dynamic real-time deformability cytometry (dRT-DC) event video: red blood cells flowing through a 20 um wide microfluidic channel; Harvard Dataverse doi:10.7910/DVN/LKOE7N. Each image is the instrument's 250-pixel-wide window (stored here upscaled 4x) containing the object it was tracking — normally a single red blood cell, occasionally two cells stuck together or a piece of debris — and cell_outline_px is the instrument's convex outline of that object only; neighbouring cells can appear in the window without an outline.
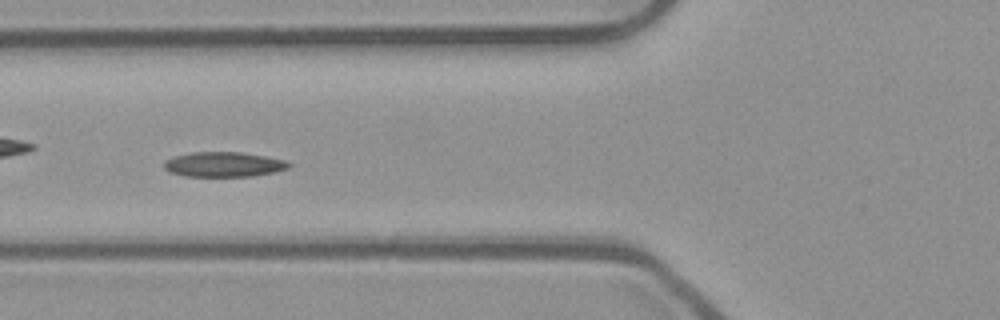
{"species": "common noctule bat (a hibernating species)", "species_latin": "Nyctalus noctula", "temperature_condition": "room temperature", "stored_images_in_passage": 54, "camera_frame_rate_fps": 3000, "um_per_image_px": 0.085, "animal": {"sex": "male", "body_mass_g": 23.1, "forearm_length_mm": 52.7}, "frame": {"image": 1, "passage_image": 20, "time_ms": 6.333, "image_size_px": [1000, 320], "cell_outline_px": [[292, 164], [288, 168], [272, 172], [252, 176], [184, 176], [168, 172], [164, 168], [164, 160], [172, 156], [192, 152], [240, 152], [288, 160]], "centroid_in_image_um": [18.98, 13.97], "position_along_channel_um": 106.8, "area_um2": 18.21}}
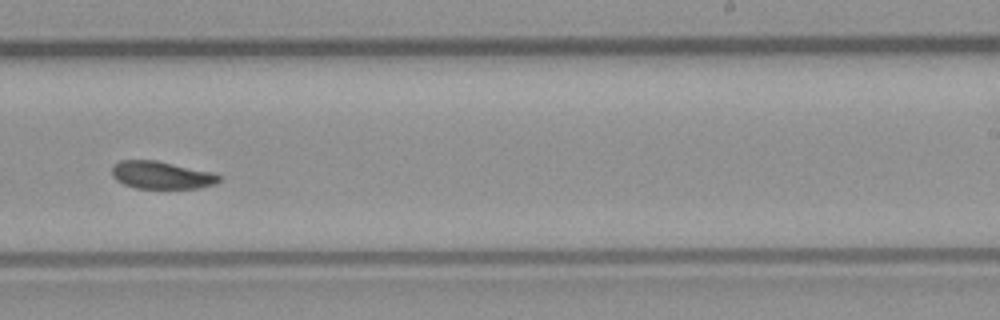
{"frame": {"image": 2, "passage_image": 33, "time_ms": 10.667, "image_size_px": [1000, 320], "cell_outline_px": [[220, 180], [216, 184], [200, 188], [136, 188], [124, 184], [116, 180], [112, 176], [112, 164], [120, 160], [156, 160], [208, 172], [220, 176]], "centroid_in_image_um": [13.66, 14.89], "position_along_channel_um": 275.3, "area_um2": 17.05}}
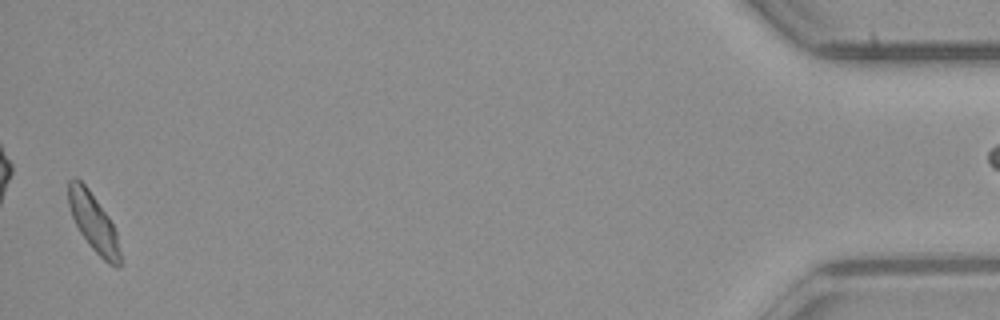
{"frame": {"image": 3, "passage_image": 52, "time_ms": 17.0, "image_size_px": [1000, 320], "cell_outline_px": [[120, 268], [116, 268], [108, 264], [88, 244], [80, 232], [72, 216], [68, 204], [68, 180], [72, 176], [76, 176], [88, 188], [108, 216], [116, 232], [120, 252]], "centroid_in_image_um": [7.93, 18.89], "position_along_channel_um": 427.3, "area_um2": 17.46}}